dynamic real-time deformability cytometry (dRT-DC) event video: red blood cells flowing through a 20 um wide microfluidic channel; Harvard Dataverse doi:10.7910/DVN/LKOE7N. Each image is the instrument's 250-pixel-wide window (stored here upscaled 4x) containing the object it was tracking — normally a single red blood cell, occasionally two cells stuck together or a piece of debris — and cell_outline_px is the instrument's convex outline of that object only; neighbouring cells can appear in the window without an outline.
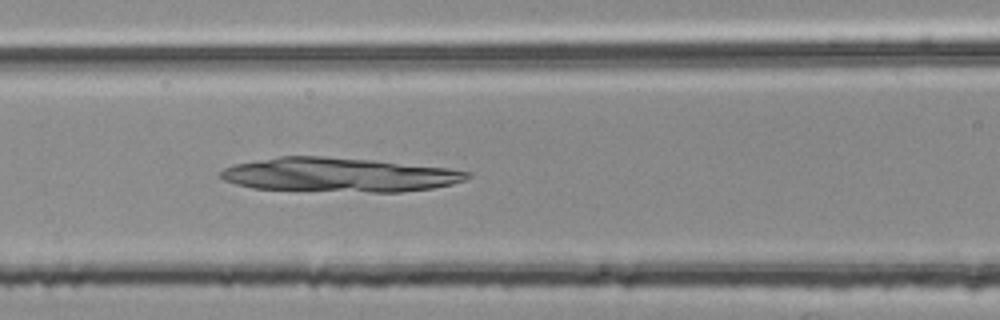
{"species": "common noctule bat (a hibernating species)", "species_latin": "Nyctalus noctula", "temperature_condition": "room temperature", "stored_images_in_passage": 46, "camera_frame_rate_fps": 3000, "um_per_image_px": 0.085, "animal": {"sex": "female", "body_mass_g": 25.1}, "frame": {"image": 1, "passage_image": 21, "time_ms": 6.667, "image_size_px": [1000, 320], "cell_outline_px": [[472, 176], [464, 180], [452, 184], [432, 188], [400, 192], [368, 192], [252, 188], [236, 184], [224, 180], [220, 176], [220, 172], [224, 168], [236, 164], [280, 156], [324, 156], [372, 160], [448, 168], [472, 172]], "centroid_in_image_um": [28.85, 14.86], "position_along_channel_um": 137.8, "area_um2": 48.84}}
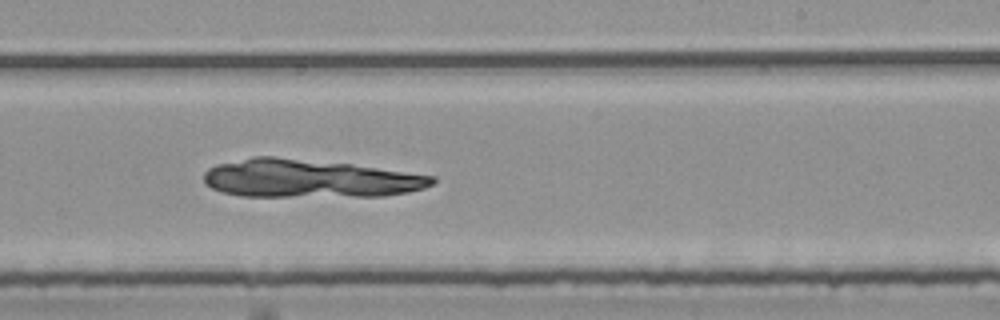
{"frame": {"image": 2, "passage_image": 31, "time_ms": 10.0, "image_size_px": [1000, 320], "cell_outline_px": [[436, 180], [432, 184], [424, 188], [408, 192], [384, 196], [240, 196], [220, 192], [204, 184], [204, 172], [208, 168], [216, 164], [252, 156], [276, 156], [352, 164], [436, 176]], "centroid_in_image_um": [26.26, 15.17], "position_along_channel_um": 262.7, "area_um2": 51.1}}
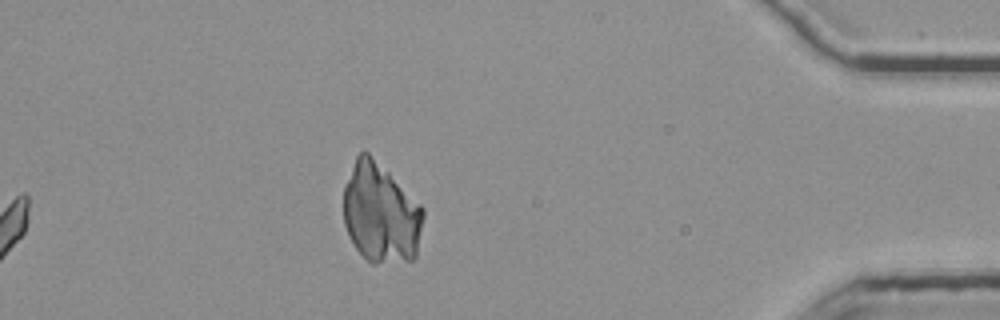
{"frame": {"image": 3, "passage_image": 46, "time_ms": 15.0, "image_size_px": [1000, 320], "cell_outline_px": [[424, 216], [416, 256], [412, 260], [376, 264], [372, 264], [356, 248], [348, 236], [344, 224], [344, 184], [356, 156], [360, 152], [368, 152], [424, 208]], "centroid_in_image_um": [32.35, 18.14], "position_along_channel_um": 402.9, "area_um2": 46.3}}